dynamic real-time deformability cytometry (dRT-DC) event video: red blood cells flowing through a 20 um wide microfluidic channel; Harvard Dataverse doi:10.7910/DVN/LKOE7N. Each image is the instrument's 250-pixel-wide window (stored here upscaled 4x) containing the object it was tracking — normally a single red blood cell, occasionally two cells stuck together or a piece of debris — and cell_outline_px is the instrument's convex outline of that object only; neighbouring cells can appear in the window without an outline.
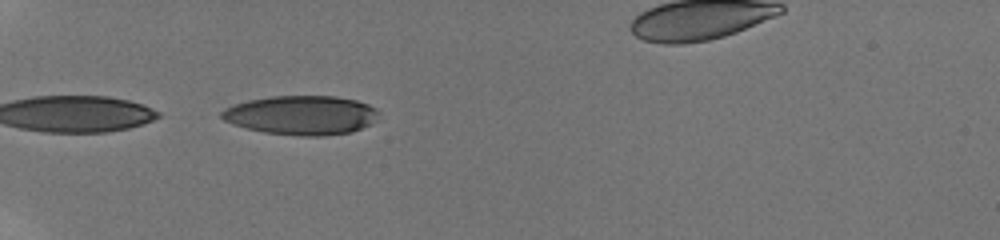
{"species": "human", "species_latin": "Homo sapiens", "temperature_condition": "room temperature", "stored_images_in_passage": 25, "camera_frame_rate_fps": 3000, "um_per_image_px": 0.085, "donor": {"sex": "male"}, "frame": {"image": 1, "passage_image": 1, "time_ms": 0.0, "image_size_px": [1000, 240], "cell_outline_px": [[380, 112], [376, 120], [372, 124], [352, 132], [324, 136], [300, 136], [264, 132], [248, 128], [224, 120], [220, 116], [220, 112], [224, 108], [248, 100], [272, 96], [336, 96], [356, 100], [368, 104], [376, 108]], "centroid_in_image_um": [25.67, 9.79], "position_along_channel_um": 59.3, "area_um2": 35.95}}
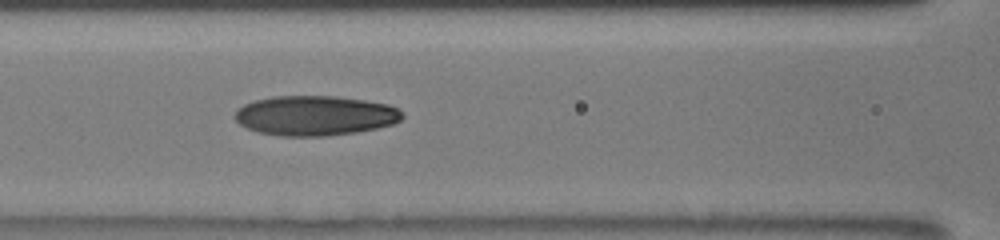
{"frame": {"image": 2, "passage_image": 16, "time_ms": 2.667, "image_size_px": [1000, 240], "cell_outline_px": [[404, 116], [400, 120], [392, 124], [376, 128], [356, 132], [328, 136], [280, 136], [260, 132], [248, 128], [240, 124], [236, 120], [236, 108], [244, 104], [256, 100], [272, 96], [336, 96], [364, 100], [388, 104], [404, 112]], "centroid_in_image_um": [26.79, 9.82], "position_along_channel_um": 139.8, "area_um2": 38.84}}
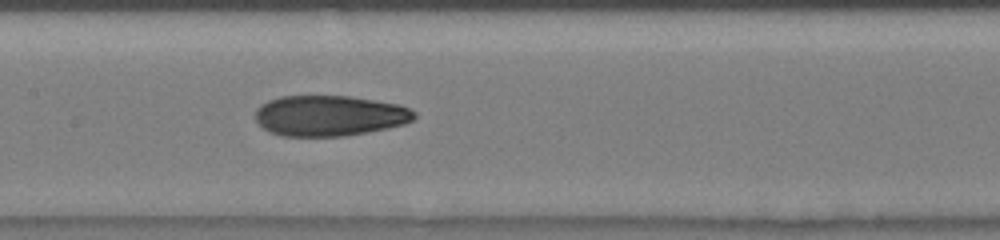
{"frame": {"image": 3, "passage_image": 22, "time_ms": 3.667, "image_size_px": [1000, 240], "cell_outline_px": [[416, 116], [412, 120], [404, 124], [388, 128], [368, 132], [344, 136], [280, 136], [268, 132], [256, 120], [256, 108], [260, 104], [268, 100], [280, 96], [348, 96], [400, 104], [416, 112]], "centroid_in_image_um": [28.0, 9.83], "position_along_channel_um": 179.4, "area_um2": 37.8}}